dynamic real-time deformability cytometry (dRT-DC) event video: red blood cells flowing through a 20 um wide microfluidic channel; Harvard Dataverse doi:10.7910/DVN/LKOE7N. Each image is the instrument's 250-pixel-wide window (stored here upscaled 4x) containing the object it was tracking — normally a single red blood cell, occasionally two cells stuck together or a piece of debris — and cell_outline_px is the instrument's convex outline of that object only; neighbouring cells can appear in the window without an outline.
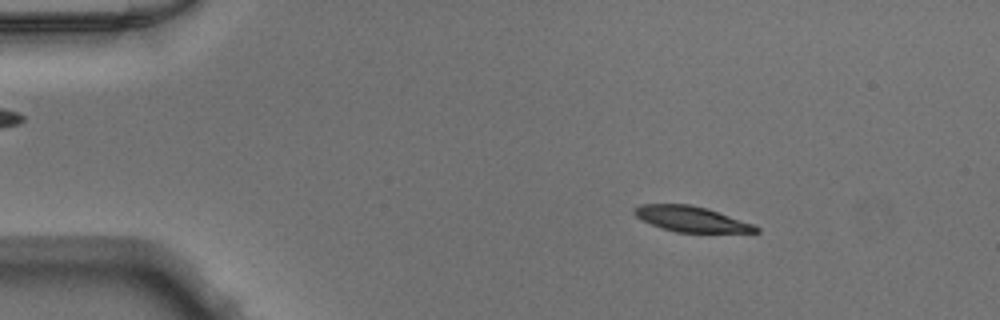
{"species": "Egyptian fruit bat (a non-hibernating species)", "species_latin": "Rousettus aegyptiacus", "temperature_condition": "warm", "stored_images_in_passage": 50, "camera_frame_rate_fps": 3000, "um_per_image_px": 0.085, "animal": {"sex": "male"}, "frame": {"image": 1, "passage_image": 8, "time_ms": 2.333, "image_size_px": [1000, 320], "cell_outline_px": [[760, 232], [676, 232], [652, 224], [636, 216], [632, 212], [632, 208], [640, 204], [688, 204], [704, 208], [752, 224], [760, 228]], "centroid_in_image_um": [58.7, 18.61], "position_along_channel_um": 26.3, "area_um2": 17.51}}
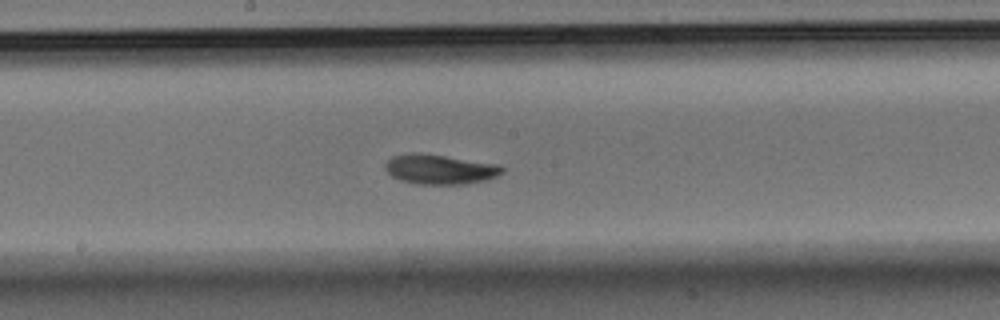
{"frame": {"image": 2, "passage_image": 27, "time_ms": 8.667, "image_size_px": [1000, 320], "cell_outline_px": [[504, 172], [488, 180], [464, 184], [416, 184], [400, 180], [392, 176], [384, 168], [384, 164], [392, 156], [412, 152], [416, 152], [500, 164], [504, 168]], "centroid_in_image_um": [37.39, 14.39], "position_along_channel_um": 210.8, "area_um2": 20.4}}
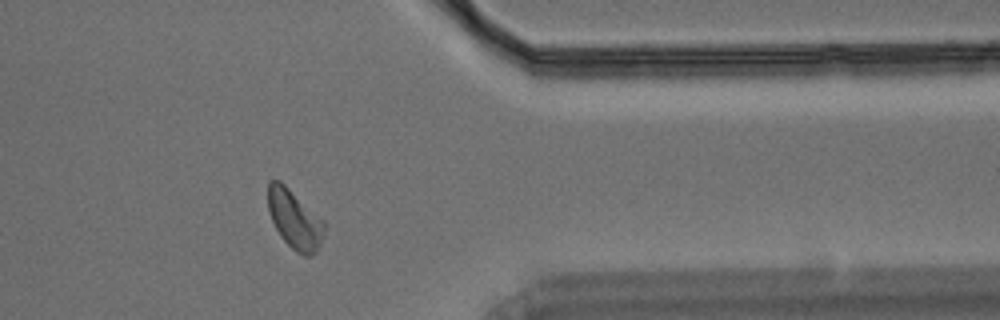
{"frame": {"image": 3, "passage_image": 41, "time_ms": 13.333, "image_size_px": [1000, 320], "cell_outline_px": [[324, 236], [316, 252], [312, 256], [304, 256], [296, 252], [280, 236], [272, 220], [268, 208], [268, 180], [280, 180], [324, 220]], "centroid_in_image_um": [25.05, 18.65], "position_along_channel_um": 386.4, "area_um2": 19.31}}